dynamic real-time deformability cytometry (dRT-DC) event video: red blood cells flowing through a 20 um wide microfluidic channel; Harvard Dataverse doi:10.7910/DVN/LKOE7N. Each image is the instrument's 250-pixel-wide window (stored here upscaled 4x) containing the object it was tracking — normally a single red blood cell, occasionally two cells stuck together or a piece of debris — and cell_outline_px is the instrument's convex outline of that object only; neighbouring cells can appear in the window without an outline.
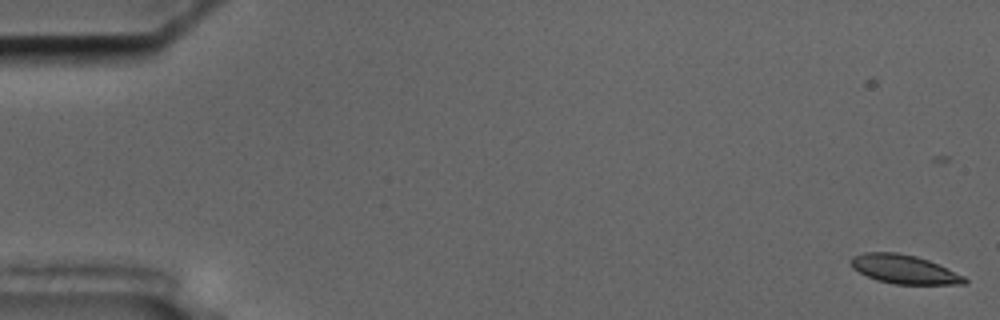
{"species": "common noctule bat (a hibernating species)", "species_latin": "Nyctalus noctula", "temperature_condition": "cold", "stored_images_in_passage": 37, "camera_frame_rate_fps": 3000, "um_per_image_px": 0.085, "animal": {"sex": "male", "body_mass_g": 17.5, "forearm_length_mm": 52.3}, "frame": {"image": 1, "passage_image": 1, "time_ms": 0.0, "image_size_px": [1000, 320], "cell_outline_px": [[968, 280], [964, 284], [896, 284], [876, 280], [852, 268], [848, 264], [852, 256], [864, 252], [896, 252], [916, 256], [928, 260], [964, 276]], "centroid_in_image_um": [76.8, 22.88], "position_along_channel_um": 8.2, "area_um2": 19.02}}
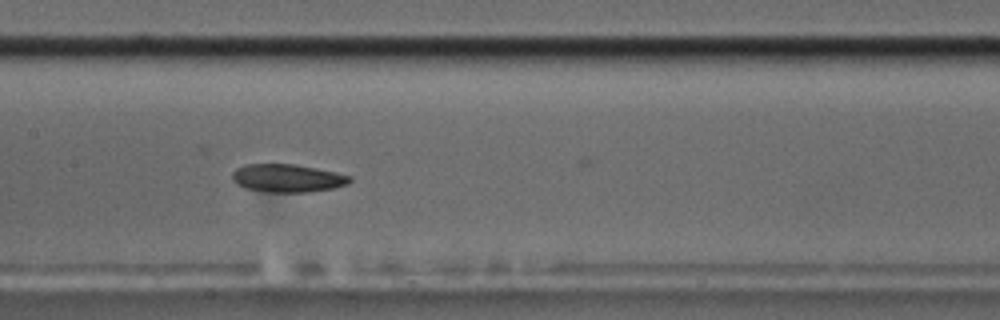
{"frame": {"image": 2, "passage_image": 28, "time_ms": 9.0, "image_size_px": [1000, 320], "cell_outline_px": [[352, 180], [348, 184], [332, 188], [312, 192], [268, 192], [244, 188], [236, 184], [232, 180], [232, 172], [236, 168], [244, 164], [296, 164], [316, 168], [352, 176]], "centroid_in_image_um": [24.41, 15.14], "position_along_channel_um": 183.0, "area_um2": 19.36}}
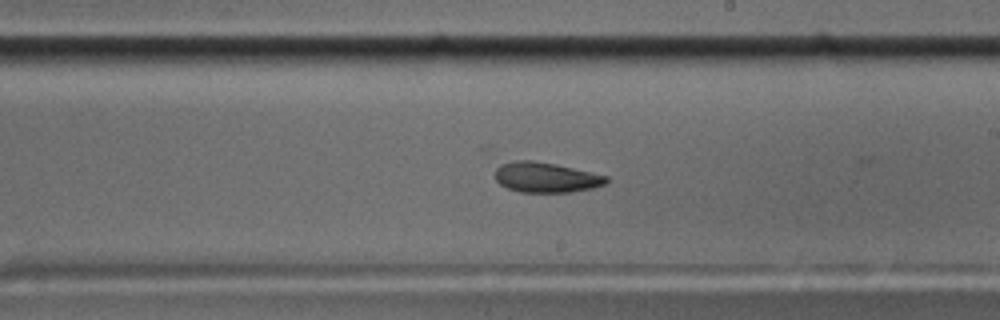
{"frame": {"image": 3, "passage_image": 33, "time_ms": 10.667, "image_size_px": [1000, 320], "cell_outline_px": [[608, 180], [604, 184], [592, 188], [568, 192], [520, 192], [508, 188], [500, 184], [496, 180], [496, 168], [500, 164], [516, 160], [532, 160], [556, 164], [608, 176]], "centroid_in_image_um": [46.38, 15.07], "position_along_channel_um": 242.6, "area_um2": 19.42}}